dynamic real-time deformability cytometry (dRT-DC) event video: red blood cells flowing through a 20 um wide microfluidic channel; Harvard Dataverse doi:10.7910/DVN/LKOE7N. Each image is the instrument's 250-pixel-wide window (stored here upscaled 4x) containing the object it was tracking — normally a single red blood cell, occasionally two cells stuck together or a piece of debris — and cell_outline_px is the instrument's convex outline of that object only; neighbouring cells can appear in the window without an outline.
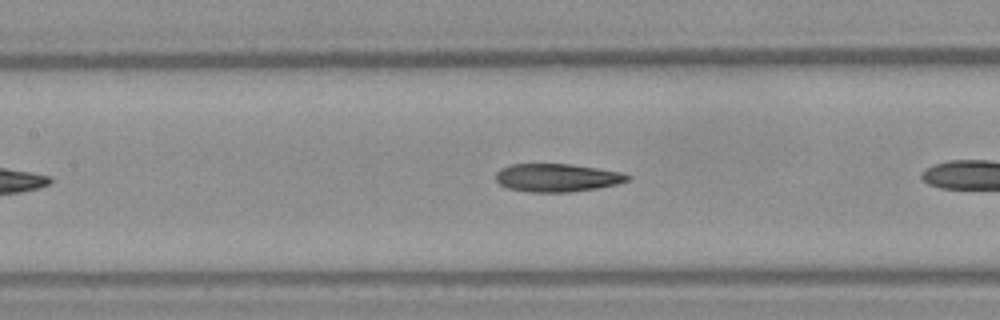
{"species": "Egyptian fruit bat (a non-hibernating species)", "species_latin": "Rousettus aegyptiacus", "temperature_condition": "warm", "stored_images_in_passage": 11, "camera_frame_rate_fps": 3000, "um_per_image_px": 0.085, "frame": {"image": 1, "passage_image": 7, "time_ms": 2.0, "image_size_px": [1000, 320], "cell_outline_px": [[632, 176], [628, 180], [616, 184], [596, 188], [568, 192], [528, 192], [508, 188], [500, 184], [496, 180], [496, 172], [500, 168], [512, 164], [572, 164], [620, 172]], "centroid_in_image_um": [47.32, 15.1], "position_along_channel_um": 160.1, "area_um2": 21.44}}